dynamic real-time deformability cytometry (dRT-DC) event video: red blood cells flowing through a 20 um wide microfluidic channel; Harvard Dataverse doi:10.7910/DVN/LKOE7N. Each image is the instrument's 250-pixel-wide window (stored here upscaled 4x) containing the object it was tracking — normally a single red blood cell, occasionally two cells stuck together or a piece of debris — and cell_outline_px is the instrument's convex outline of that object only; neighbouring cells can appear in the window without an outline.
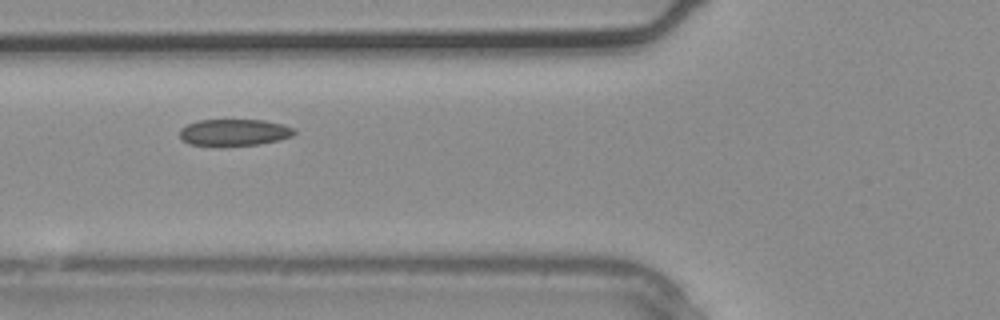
{"species": "common noctule bat (a hibernating species)", "species_latin": "Nyctalus noctula", "temperature_condition": "warm", "stored_images_in_passage": 3, "camera_frame_rate_fps": 3000, "um_per_image_px": 0.085, "animal": {"sex": "male", "body_mass_g": 20.4}, "frame": {"image": 1, "passage_image": 3, "time_ms": 0.667, "image_size_px": [1000, 320], "cell_outline_px": [[296, 132], [292, 136], [280, 140], [260, 144], [188, 144], [180, 136], [180, 128], [188, 124], [200, 120], [264, 120], [284, 124], [296, 128]], "centroid_in_image_um": [19.98, 11.22], "position_along_channel_um": 105.8, "area_um2": 17.46}}